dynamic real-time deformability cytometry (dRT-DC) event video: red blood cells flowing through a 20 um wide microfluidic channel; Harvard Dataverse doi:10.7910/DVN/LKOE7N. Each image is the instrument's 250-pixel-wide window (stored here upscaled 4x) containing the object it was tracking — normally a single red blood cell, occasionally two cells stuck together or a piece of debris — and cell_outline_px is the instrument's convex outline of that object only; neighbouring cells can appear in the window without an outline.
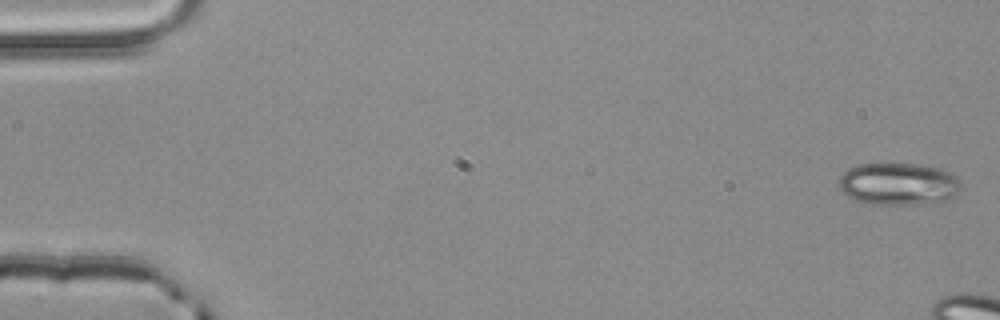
{"species": "common noctule bat (a hibernating species)", "species_latin": "Nyctalus noctula", "temperature_condition": "room temperature", "stored_images_in_passage": 5, "camera_frame_rate_fps": 3000, "um_per_image_px": 0.085, "animal": {"sex": "male", "body_mass_g": 20.4}, "frame": {"image": 1, "passage_image": 1, "time_ms": 0.0, "image_size_px": [1000, 320], "cell_outline_px": [[960, 192], [956, 196], [948, 200], [936, 204], [872, 204], [856, 200], [848, 196], [840, 188], [836, 180], [848, 168], [856, 164], [924, 164], [940, 168], [956, 176], [960, 180]], "centroid_in_image_um": [76.41, 15.64], "position_along_channel_um": 8.6, "area_um2": 30.63}}